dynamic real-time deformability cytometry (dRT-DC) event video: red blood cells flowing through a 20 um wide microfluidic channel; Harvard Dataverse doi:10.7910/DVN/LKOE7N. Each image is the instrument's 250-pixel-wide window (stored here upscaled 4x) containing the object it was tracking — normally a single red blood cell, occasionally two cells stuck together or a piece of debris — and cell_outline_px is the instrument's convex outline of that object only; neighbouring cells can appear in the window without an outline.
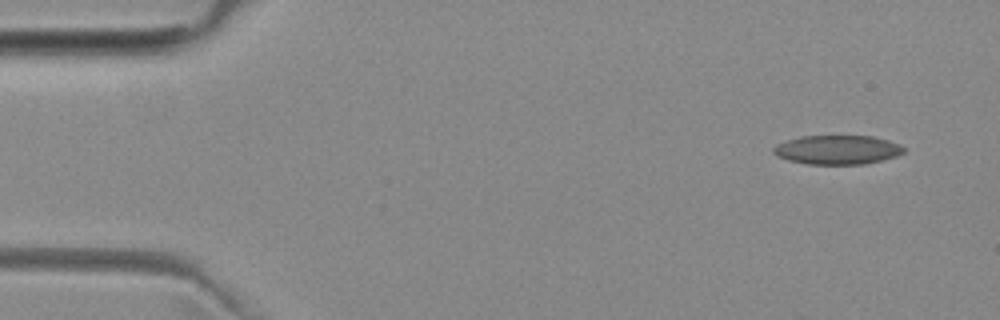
{"species": "common noctule bat (a hibernating species)", "species_latin": "Nyctalus noctula", "temperature_condition": "room temperature", "stored_images_in_passage": 5, "camera_frame_rate_fps": 3000, "um_per_image_px": 0.085, "animal": {"sex": "female", "body_mass_g": 29.2, "forearm_length_mm": 56.3}, "frame": {"image": 1, "passage_image": 1, "time_ms": 0.0, "image_size_px": [1000, 320], "cell_outline_px": [[904, 152], [896, 156], [864, 164], [808, 164], [788, 160], [776, 156], [772, 152], [772, 148], [776, 144], [800, 136], [872, 136], [888, 140], [900, 144], [904, 148]], "centroid_in_image_um": [71.15, 12.73], "position_along_channel_um": 13.9, "area_um2": 22.08}}
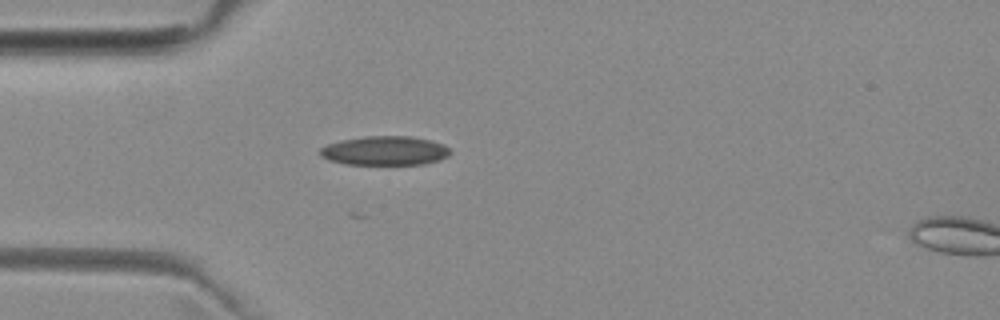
{"frame": {"image": 2, "passage_image": 4, "time_ms": 3.667, "image_size_px": [1000, 320], "cell_outline_px": [[452, 152], [448, 156], [440, 160], [424, 164], [344, 164], [328, 160], [320, 156], [316, 152], [320, 148], [328, 144], [340, 140], [364, 136], [412, 136], [432, 140], [444, 144]], "centroid_in_image_um": [32.7, 12.8], "position_along_channel_um": 52.3, "area_um2": 22.43}}